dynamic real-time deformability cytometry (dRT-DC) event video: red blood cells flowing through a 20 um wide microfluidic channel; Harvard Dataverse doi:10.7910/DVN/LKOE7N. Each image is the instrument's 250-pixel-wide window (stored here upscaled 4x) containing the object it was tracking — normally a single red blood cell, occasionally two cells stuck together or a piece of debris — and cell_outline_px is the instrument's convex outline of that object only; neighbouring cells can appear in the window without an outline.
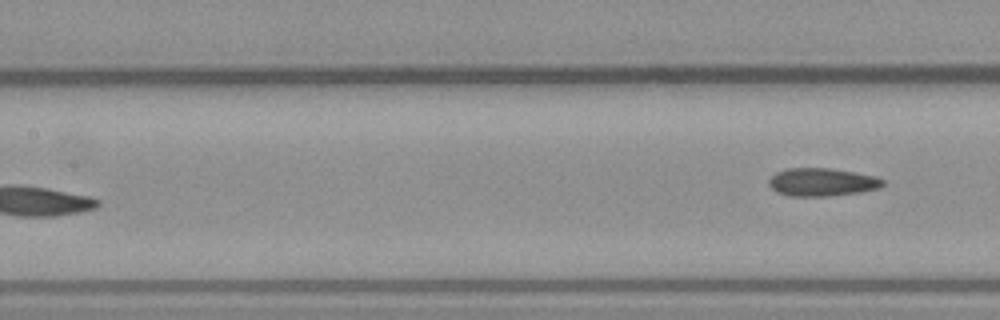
{"species": "common noctule bat (a hibernating species)", "species_latin": "Nyctalus noctula", "temperature_condition": "warm", "stored_images_in_passage": 7, "segment_of_instrument_passage": [2, 2], "camera_frame_rate_fps": 3000, "um_per_image_px": 0.085, "animal": {"sex": "male", "body_mass_g": 23.1, "forearm_length_mm": 52.7}, "frame": {"image": 1, "passage_image": 7, "time_ms": 7.0, "image_size_px": [1000, 320], "cell_outline_px": [[884, 184], [880, 188], [860, 192], [824, 196], [792, 196], [776, 192], [768, 184], [768, 180], [776, 172], [784, 168], [832, 168], [876, 176], [884, 180]], "centroid_in_image_um": [69.86, 15.47], "position_along_channel_um": 137.5, "area_um2": 18.67}}